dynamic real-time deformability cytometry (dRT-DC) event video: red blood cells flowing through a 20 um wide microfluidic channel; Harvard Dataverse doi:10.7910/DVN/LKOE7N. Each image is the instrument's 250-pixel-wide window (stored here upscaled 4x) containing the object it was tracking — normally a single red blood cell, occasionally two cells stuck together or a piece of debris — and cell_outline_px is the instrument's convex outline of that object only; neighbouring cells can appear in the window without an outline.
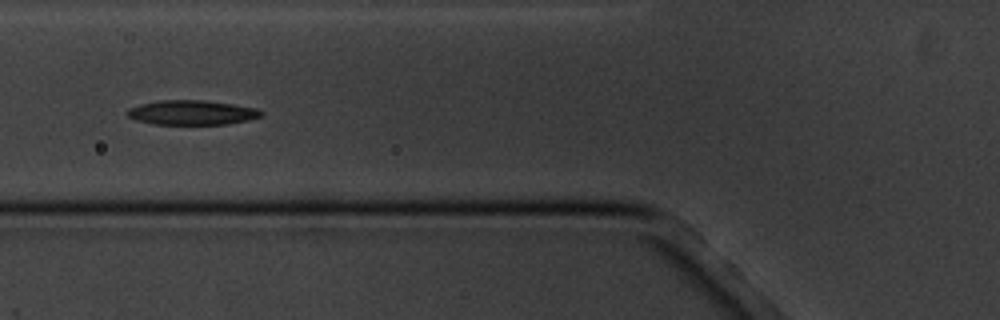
{"species": "common noctule bat (a hibernating species)", "species_latin": "Nyctalus noctula", "temperature_condition": "cold", "stored_images_in_passage": 14, "camera_frame_rate_fps": 3000, "um_per_image_px": 0.085, "animal": {"sex": "male", "body_mass_g": 20.1, "forearm_length_mm": 53.5}, "frame": {"image": 1, "passage_image": 5, "time_ms": 4.667, "image_size_px": [1000, 320], "cell_outline_px": [[264, 112], [260, 116], [248, 120], [228, 124], [152, 124], [136, 120], [128, 116], [124, 112], [128, 108], [140, 104], [160, 100], [204, 100], [260, 108]], "centroid_in_image_um": [16.3, 9.56], "position_along_channel_um": 109.5, "area_um2": 19.31}}
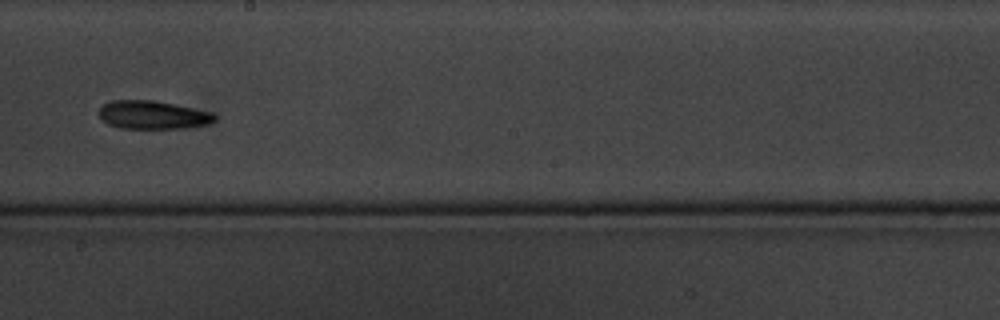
{"frame": {"image": 2, "passage_image": 8, "time_ms": 8.333, "image_size_px": [1000, 320], "cell_outline_px": [[220, 116], [216, 120], [208, 124], [188, 128], [120, 128], [108, 124], [100, 120], [100, 108], [104, 104], [112, 100], [152, 100], [216, 112]], "centroid_in_image_um": [13.06, 9.77], "position_along_channel_um": 235.1, "area_um2": 19.36}}
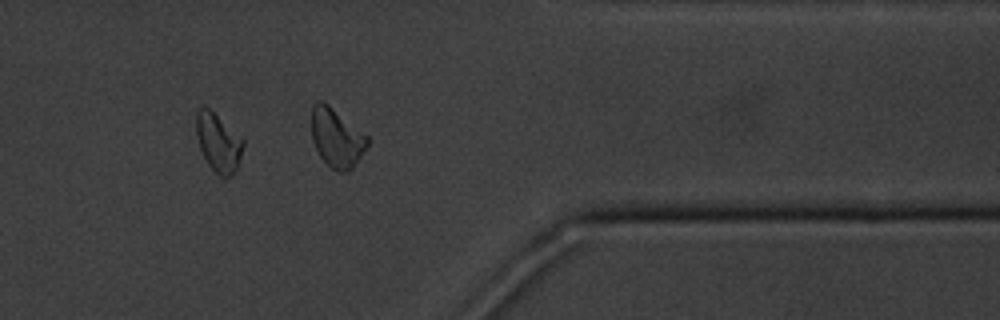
{"frame": {"image": 3, "passage_image": 12, "time_ms": 13.0, "image_size_px": [1000, 320], "cell_outline_px": [[244, 144], [236, 168], [232, 176], [224, 180], [208, 164], [200, 148], [196, 132], [196, 112], [200, 108], [208, 108], [244, 140]], "centroid_in_image_um": [18.55, 12.16], "position_along_channel_um": 392.8, "area_um2": 15.55}, "authors_computed_cell_mechanics": {"area_um2": 19.5364, "velocity_mm_per_s": 3.4339, "shape_relaxation_time_tau1_ms": 4.5369, "shape_relaxation_time_tau2_ms": null, "deformation_change_tau1": 0.1211, "deformation_change_tau2": null}}